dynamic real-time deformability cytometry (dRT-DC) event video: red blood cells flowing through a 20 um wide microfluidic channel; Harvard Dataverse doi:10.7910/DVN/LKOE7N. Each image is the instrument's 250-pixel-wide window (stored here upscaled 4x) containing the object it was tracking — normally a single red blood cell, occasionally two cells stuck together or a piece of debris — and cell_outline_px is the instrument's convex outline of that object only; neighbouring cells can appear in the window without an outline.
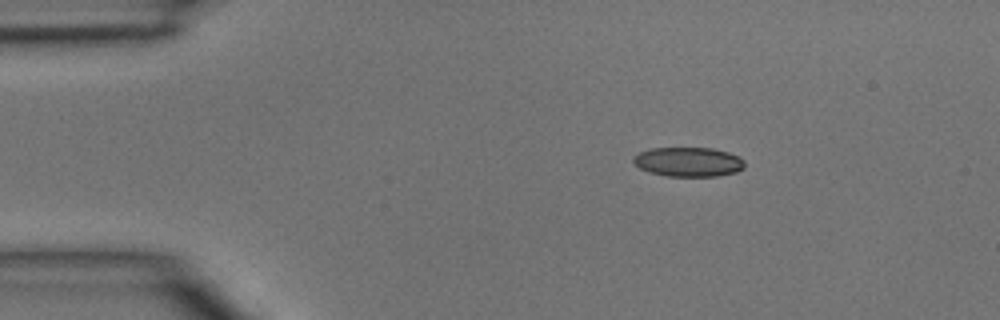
{"species": "common noctule bat (a hibernating species)", "species_latin": "Nyctalus noctula", "temperature_condition": "room temperature", "stored_images_in_passage": 39, "camera_frame_rate_fps": 3000, "um_per_image_px": 0.085, "animal": {"sex": "male", "body_mass_g": 15.6}, "frame": {"image": 1, "passage_image": 1, "time_ms": 0.0, "image_size_px": [1000, 320], "cell_outline_px": [[744, 168], [736, 172], [716, 176], [668, 176], [648, 172], [640, 168], [632, 160], [632, 156], [648, 148], [712, 148], [728, 152], [740, 156], [744, 160]], "centroid_in_image_um": [58.51, 13.75], "position_along_channel_um": 26.5, "area_um2": 19.19}}
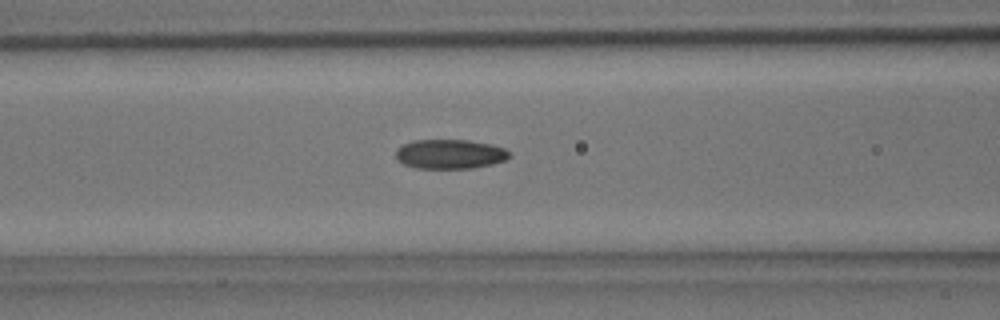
{"frame": {"image": 2, "passage_image": 12, "time_ms": 3.667, "image_size_px": [1000, 320], "cell_outline_px": [[512, 156], [504, 160], [492, 164], [472, 168], [416, 168], [404, 164], [396, 156], [396, 148], [412, 140], [468, 140], [492, 144], [504, 148], [512, 152]], "centroid_in_image_um": [38.28, 13.09], "position_along_channel_um": 128.3, "area_um2": 19.54}}
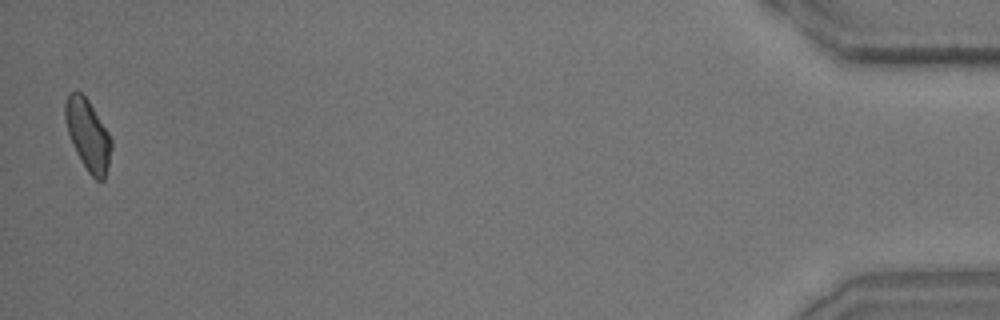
{"frame": {"image": 3, "passage_image": 39, "time_ms": 12.667, "image_size_px": [1000, 320], "cell_outline_px": [[112, 148], [104, 180], [96, 180], [88, 172], [76, 152], [68, 132], [64, 116], [64, 104], [68, 92], [80, 92], [88, 100], [108, 132], [112, 140]], "centroid_in_image_um": [7.46, 11.45], "position_along_channel_um": 427.7, "area_um2": 18.84}}